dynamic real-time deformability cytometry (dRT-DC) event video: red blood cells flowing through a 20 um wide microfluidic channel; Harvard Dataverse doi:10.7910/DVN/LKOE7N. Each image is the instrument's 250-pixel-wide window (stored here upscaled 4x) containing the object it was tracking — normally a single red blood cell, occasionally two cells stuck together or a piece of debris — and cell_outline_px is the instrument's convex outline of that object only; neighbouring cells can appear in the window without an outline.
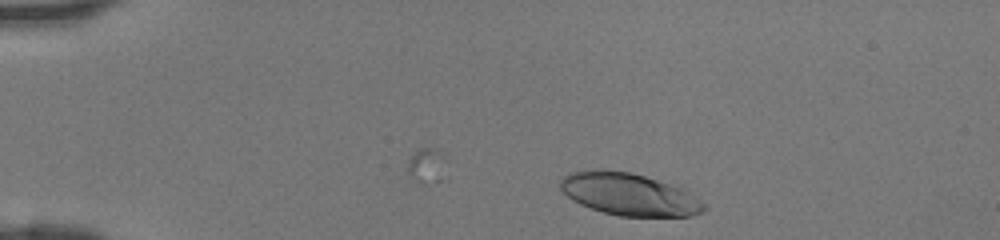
{"species": "human", "species_latin": "Homo sapiens", "temperature_condition": "room temperature", "stored_images_in_passage": 34, "camera_frame_rate_fps": 3000, "um_per_image_px": 0.085, "donor": {"sex": "female"}, "frame": {"image": 1, "passage_image": 1, "time_ms": 0.0, "image_size_px": [1000, 240], "cell_outline_px": [[704, 212], [692, 216], [620, 216], [604, 212], [580, 204], [572, 200], [560, 188], [560, 180], [568, 172], [592, 168], [604, 168], [632, 172], [680, 188], [700, 200], [704, 204]], "centroid_in_image_um": [53.4, 16.49], "position_along_channel_um": 31.6, "area_um2": 35.32}}
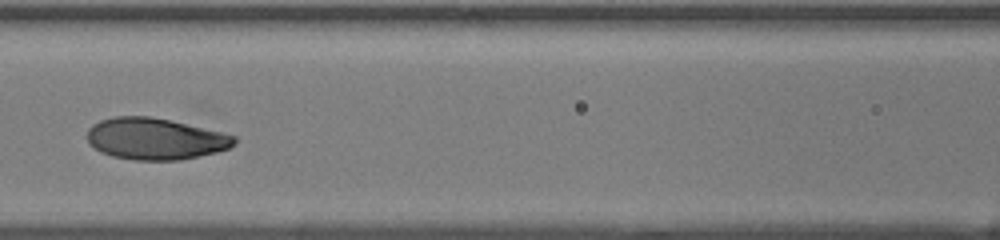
{"frame": {"image": 2, "passage_image": 14, "time_ms": 4.333, "image_size_px": [1000, 240], "cell_outline_px": [[236, 144], [228, 148], [216, 152], [180, 160], [132, 160], [112, 156], [100, 152], [88, 144], [88, 128], [92, 124], [100, 120], [112, 116], [148, 116], [172, 120], [236, 136]], "centroid_in_image_um": [13.16, 11.79], "position_along_channel_um": 153.4, "area_um2": 35.78}}
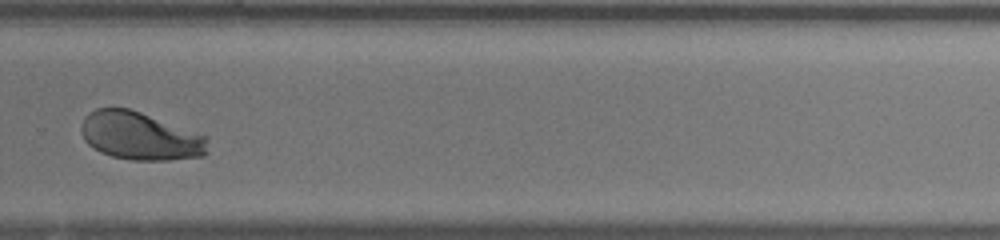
{"frame": {"image": 3, "passage_image": 25, "time_ms": 8.0, "image_size_px": [1000, 240], "cell_outline_px": [[208, 152], [204, 156], [168, 160], [132, 160], [112, 156], [100, 152], [88, 144], [84, 140], [80, 132], [80, 124], [84, 116], [88, 112], [96, 108], [128, 108], [140, 112], [208, 136]], "centroid_in_image_um": [11.89, 11.56], "position_along_channel_um": 317.9, "area_um2": 35.66}}